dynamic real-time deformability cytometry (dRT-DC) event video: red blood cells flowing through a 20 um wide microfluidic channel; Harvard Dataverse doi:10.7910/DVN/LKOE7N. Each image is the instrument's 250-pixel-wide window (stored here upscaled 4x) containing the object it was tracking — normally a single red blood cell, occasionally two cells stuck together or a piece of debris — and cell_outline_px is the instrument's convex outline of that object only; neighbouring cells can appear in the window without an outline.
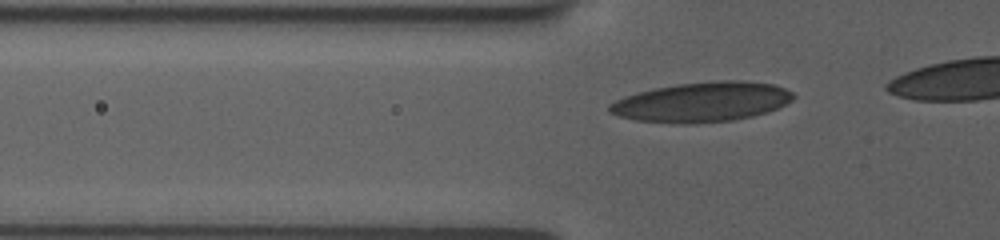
{"species": "human", "species_latin": "Homo sapiens", "temperature_condition": "room temperature", "stored_images_in_passage": 41, "camera_frame_rate_fps": 3000, "um_per_image_px": 0.085, "donor": {"sex": "female"}, "frame": {"image": 1, "passage_image": 14, "time_ms": 4.333, "image_size_px": [1000, 240], "cell_outline_px": [[796, 96], [792, 100], [776, 108], [752, 116], [732, 120], [696, 124], [684, 124], [636, 120], [620, 116], [608, 112], [608, 104], [624, 96], [636, 92], [676, 84], [716, 80], [740, 80], [772, 84], [784, 88], [792, 92]], "centroid_in_image_um": [59.63, 8.66], "position_along_channel_um": 66.2, "area_um2": 42.6}}
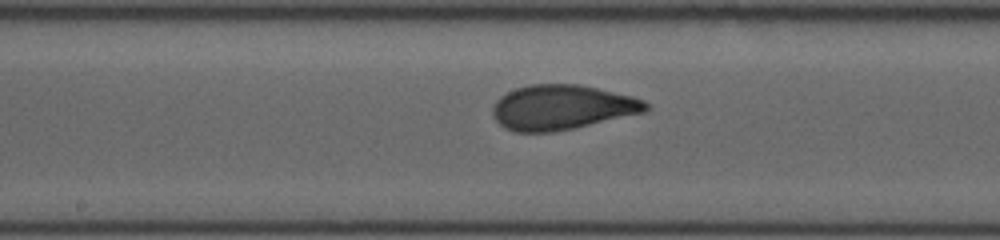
{"frame": {"image": 2, "passage_image": 25, "time_ms": 8.0, "image_size_px": [1000, 240], "cell_outline_px": [[648, 108], [644, 112], [572, 128], [552, 132], [512, 132], [504, 128], [496, 120], [492, 112], [492, 108], [496, 100], [500, 96], [516, 88], [532, 84], [576, 84], [596, 88], [632, 96], [644, 100], [648, 104]], "centroid_in_image_um": [47.72, 9.12], "position_along_channel_um": 200.5, "area_um2": 39.65}}
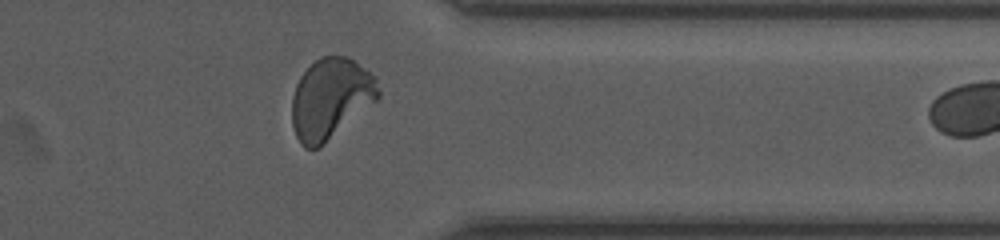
{"frame": {"image": 3, "passage_image": 40, "time_ms": 13.0, "image_size_px": [1000, 240], "cell_outline_px": [[380, 96], [376, 100], [320, 148], [304, 148], [300, 144], [296, 136], [292, 124], [292, 96], [296, 84], [300, 76], [320, 56], [348, 56], [364, 68], [376, 80], [380, 92]], "centroid_in_image_um": [28.07, 8.39], "position_along_channel_um": 383.3, "area_um2": 40.29}}